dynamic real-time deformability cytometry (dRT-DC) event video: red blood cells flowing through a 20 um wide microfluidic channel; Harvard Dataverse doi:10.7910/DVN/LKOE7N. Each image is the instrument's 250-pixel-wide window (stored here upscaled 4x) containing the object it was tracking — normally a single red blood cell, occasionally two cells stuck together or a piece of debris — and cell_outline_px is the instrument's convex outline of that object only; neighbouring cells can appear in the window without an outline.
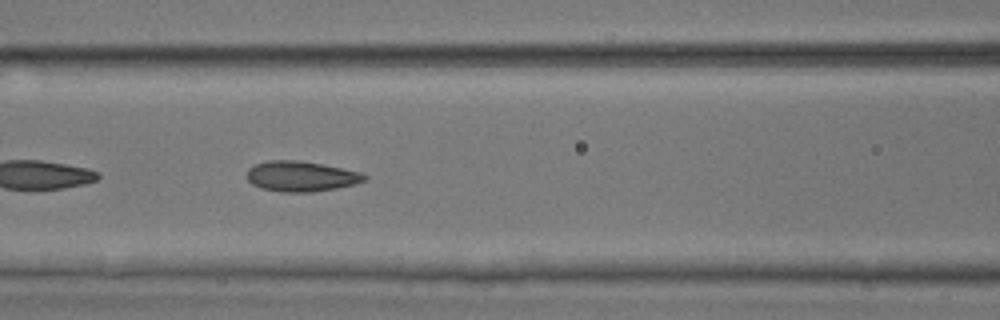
{"species": "common noctule bat (a hibernating species)", "species_latin": "Nyctalus noctula", "temperature_condition": "room temperature", "stored_images_in_passage": 53, "camera_frame_rate_fps": 3000, "um_per_image_px": 0.085, "animal": {"sex": "male", "body_mass_g": 17.9, "forearm_length_mm": 54.2}, "frame": {"image": 1, "passage_image": 23, "time_ms": 7.333, "image_size_px": [1000, 320], "cell_outline_px": [[368, 176], [364, 180], [352, 184], [336, 188], [312, 192], [280, 192], [260, 188], [252, 184], [248, 180], [248, 168], [256, 164], [268, 160], [296, 160], [320, 164], [360, 172]], "centroid_in_image_um": [25.54, 14.99], "position_along_channel_um": 141.1, "area_um2": 20.52}}
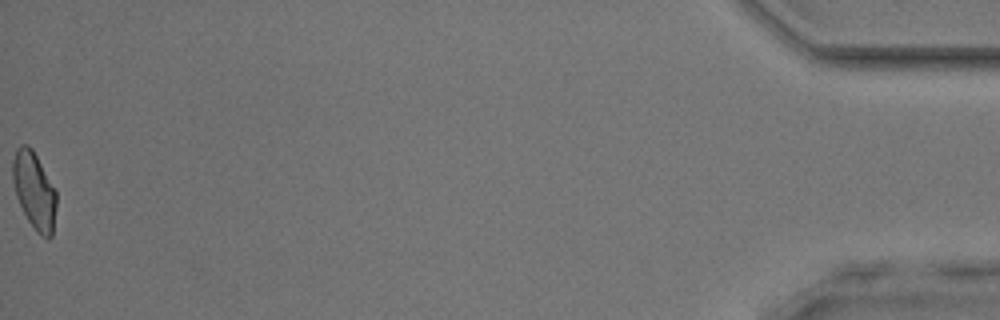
{"frame": {"image": 2, "passage_image": 53, "time_ms": 17.333, "image_size_px": [1000, 320], "cell_outline_px": [[56, 208], [52, 236], [48, 240], [36, 232], [28, 220], [16, 196], [12, 180], [12, 160], [16, 148], [20, 144], [28, 144], [32, 148], [56, 188]], "centroid_in_image_um": [2.91, 16.17], "position_along_channel_um": 432.3, "area_um2": 19.94}, "authors_computed_cell_mechanics": {"area_um2": 20.4034, "velocity_mm_per_s": 3.8995, "shape_relaxation_time_tau1_ms": 7.5763, "shape_relaxation_time_tau2_ms": 1.3457, "deformation_change_tau1": 0.1458, "deformation_change_tau2": 0.0867}}